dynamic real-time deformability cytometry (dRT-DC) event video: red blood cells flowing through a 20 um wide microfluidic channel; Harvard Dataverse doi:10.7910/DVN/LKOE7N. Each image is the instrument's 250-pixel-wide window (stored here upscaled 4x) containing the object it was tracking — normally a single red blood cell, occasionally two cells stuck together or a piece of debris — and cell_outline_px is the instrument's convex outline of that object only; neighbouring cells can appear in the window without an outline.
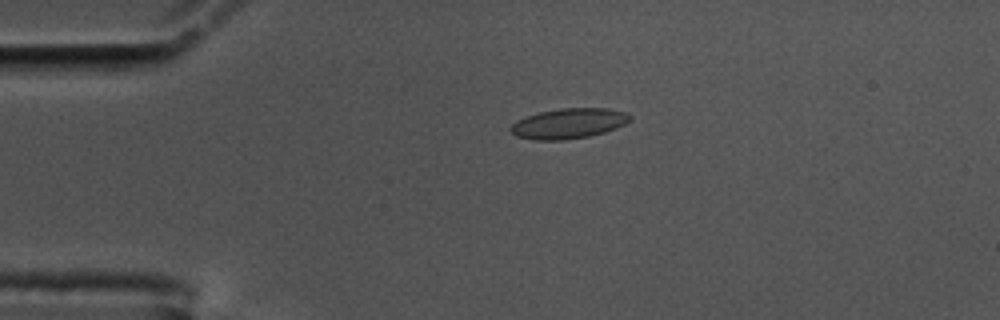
{"species": "common noctule bat (a hibernating species)", "species_latin": "Nyctalus noctula", "temperature_condition": "cold", "stored_images_in_passage": 45, "camera_frame_rate_fps": 3000, "um_per_image_px": 0.085, "animal": {"sex": "male", "body_mass_g": 17.5, "forearm_length_mm": 52.3}, "frame": {"image": 1, "passage_image": 1, "time_ms": 0.0, "image_size_px": [1000, 320], "cell_outline_px": [[632, 116], [624, 124], [616, 128], [604, 132], [588, 136], [564, 140], [532, 140], [516, 136], [508, 128], [516, 120], [540, 112], [560, 108], [608, 108], [624, 112]], "centroid_in_image_um": [48.3, 10.5], "position_along_channel_um": 36.7, "area_um2": 20.92}}
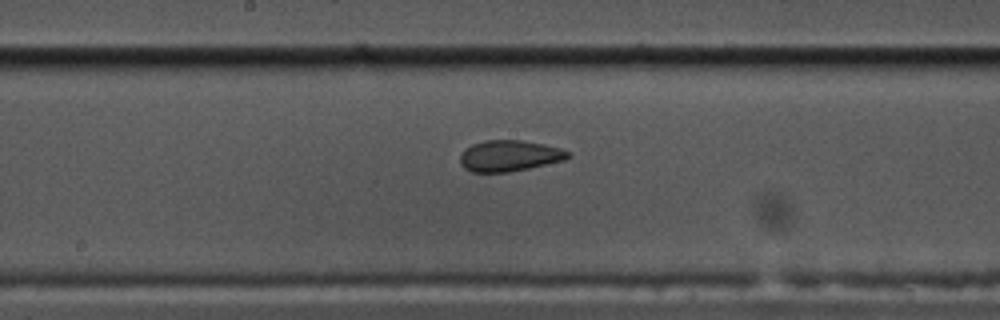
{"frame": {"image": 2, "passage_image": 18, "time_ms": 5.667, "image_size_px": [1000, 320], "cell_outline_px": [[572, 156], [564, 160], [528, 168], [508, 172], [472, 172], [464, 168], [460, 164], [460, 156], [472, 144], [484, 140], [520, 140], [544, 144], [560, 148], [572, 152]], "centroid_in_image_um": [43.33, 13.24], "position_along_channel_um": 204.9, "area_um2": 19.48}}
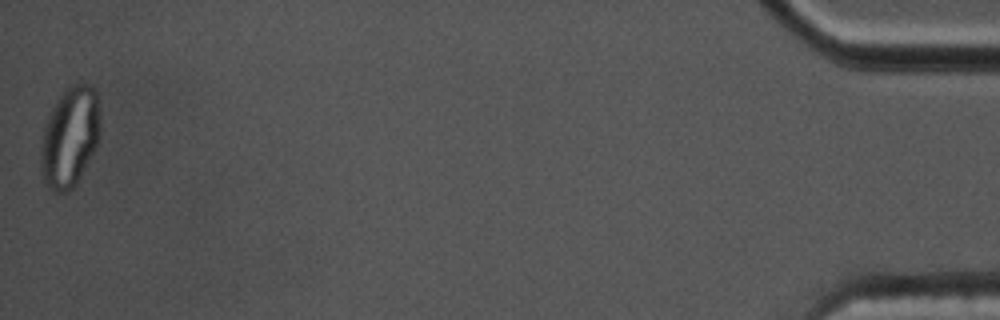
{"frame": {"image": 3, "passage_image": 45, "time_ms": 14.667, "image_size_px": [1000, 320], "cell_outline_px": [[100, 132], [96, 148], [76, 184], [72, 188], [64, 192], [52, 192], [44, 184], [40, 172], [40, 148], [44, 128], [48, 116], [52, 108], [64, 88], [72, 84], [88, 84], [96, 92], [100, 120]], "centroid_in_image_um": [5.91, 11.68], "position_along_channel_um": 429.3, "area_um2": 34.97}, "authors_computed_cell_mechanics": {"area_um2": 20.4612, "velocity_mm_per_s": 3.5446, "shape_relaxation_time_tau1_ms": null, "shape_relaxation_time_tau2_ms": 1.1802, "deformation_change_tau1": null, "deformation_change_tau2": 0.0628}}